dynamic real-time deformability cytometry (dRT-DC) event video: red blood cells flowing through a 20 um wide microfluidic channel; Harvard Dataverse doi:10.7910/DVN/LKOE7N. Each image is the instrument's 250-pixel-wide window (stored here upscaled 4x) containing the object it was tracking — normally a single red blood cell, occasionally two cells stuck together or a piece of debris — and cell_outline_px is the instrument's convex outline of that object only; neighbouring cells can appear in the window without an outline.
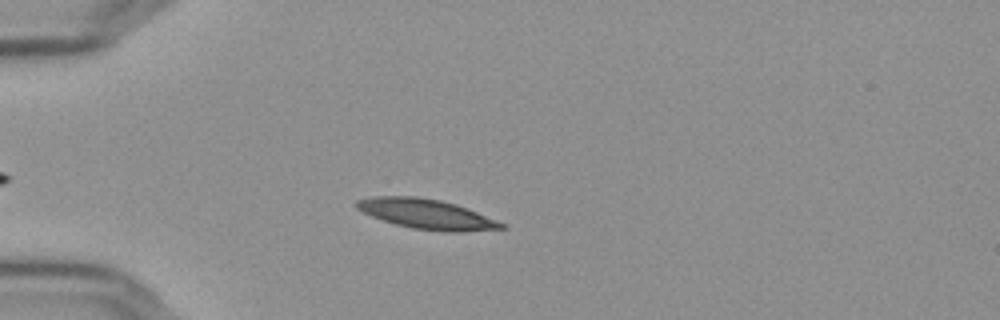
{"species": "Egyptian fruit bat (a non-hibernating species)", "species_latin": "Rousettus aegyptiacus", "temperature_condition": "cold", "stored_images_in_passage": 42, "camera_frame_rate_fps": 3000, "um_per_image_px": 0.085, "frame": {"image": 1, "passage_image": 13, "time_ms": 4.0, "image_size_px": [1000, 320], "cell_outline_px": [[508, 228], [460, 232], [448, 232], [412, 228], [396, 224], [372, 216], [356, 208], [356, 200], [372, 196], [416, 196], [440, 200], [456, 204], [468, 208], [496, 220], [504, 224]], "centroid_in_image_um": [36.27, 18.19], "position_along_channel_um": 48.7, "area_um2": 25.09}}
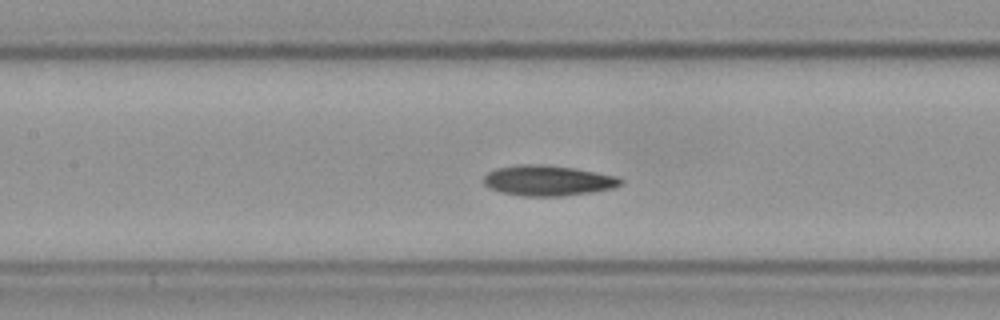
{"frame": {"image": 2, "passage_image": 24, "time_ms": 7.667, "image_size_px": [1000, 320], "cell_outline_px": [[624, 184], [616, 188], [592, 192], [564, 196], [524, 196], [500, 192], [488, 188], [484, 184], [484, 176], [488, 172], [496, 168], [520, 164], [544, 164], [572, 168], [596, 172], [616, 176], [624, 180]], "centroid_in_image_um": [46.59, 15.35], "position_along_channel_um": 160.8, "area_um2": 24.51}}
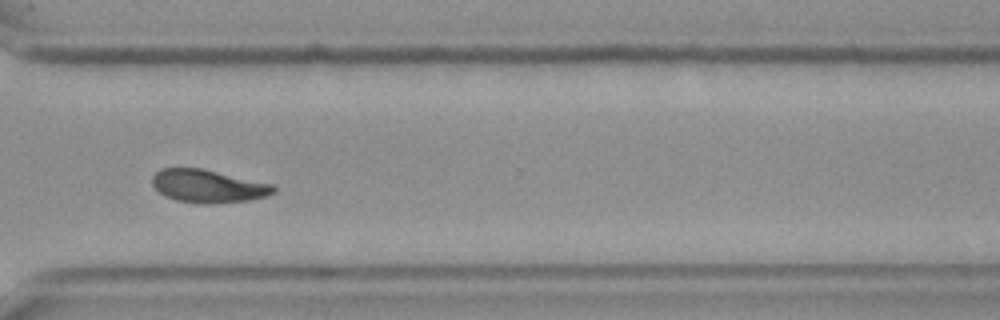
{"frame": {"image": 3, "passage_image": 40, "time_ms": 13.0, "image_size_px": [1000, 320], "cell_outline_px": [[276, 192], [268, 196], [248, 200], [208, 204], [200, 204], [176, 200], [164, 196], [152, 184], [152, 176], [160, 168], [200, 168], [272, 184], [276, 188]], "centroid_in_image_um": [17.67, 15.83], "position_along_channel_um": 352.9, "area_um2": 23.24}, "authors_computed_cell_mechanics": {"area_um2": 23.4379, "velocity_mm_per_s": 3.6106, "shape_relaxation_time_tau1_ms": 9.3639, "shape_relaxation_time_tau2_ms": null, "deformation_change_tau1": 0.1976, "deformation_change_tau2": null}}